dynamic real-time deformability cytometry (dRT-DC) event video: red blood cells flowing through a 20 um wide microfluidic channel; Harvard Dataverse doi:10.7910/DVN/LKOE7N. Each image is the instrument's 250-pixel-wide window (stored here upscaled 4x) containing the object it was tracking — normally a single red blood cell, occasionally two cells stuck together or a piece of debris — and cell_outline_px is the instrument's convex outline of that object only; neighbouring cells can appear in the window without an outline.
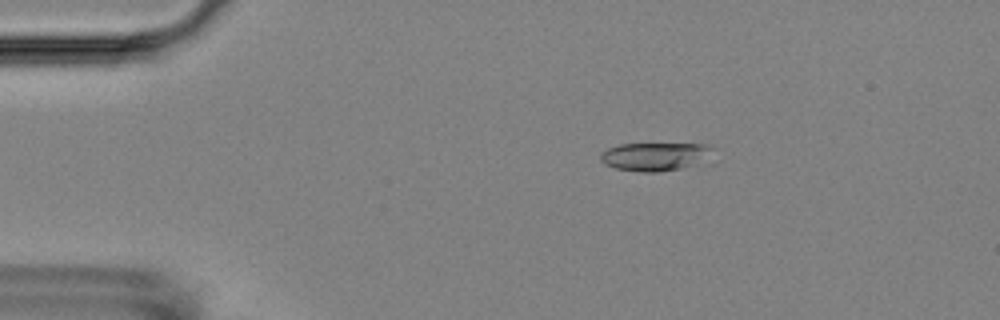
{"species": "Egyptian fruit bat (a non-hibernating species)", "species_latin": "Rousettus aegyptiacus", "temperature_condition": "room temperature", "stored_images_in_passage": 4, "camera_frame_rate_fps": 3000, "um_per_image_px": 0.085, "animal": {"sex": "female"}, "frame": {"image": 1, "passage_image": 1, "time_ms": 0.0, "image_size_px": [1000, 320], "cell_outline_px": [[716, 148], [708, 164], [660, 172], [640, 172], [616, 168], [604, 164], [600, 160], [600, 152], [608, 148], [620, 144], [708, 144]], "centroid_in_image_um": [55.82, 13.32], "position_along_channel_um": 29.2, "area_um2": 19.36}}
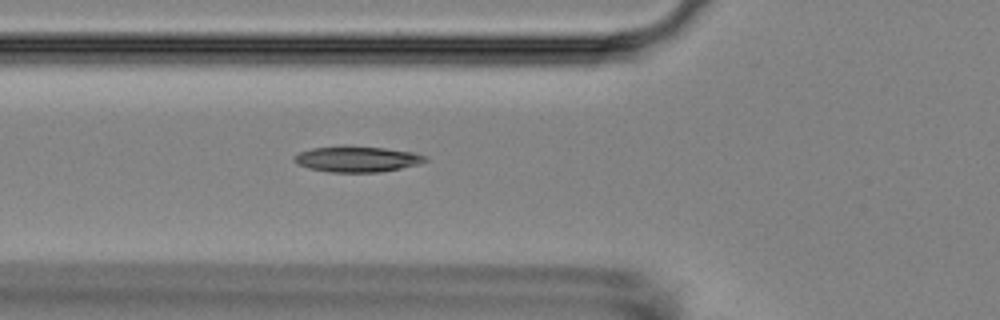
{"frame": {"image": 2, "passage_image": 4, "time_ms": 3.333, "image_size_px": [1000, 320], "cell_outline_px": [[428, 160], [420, 164], [380, 172], [328, 172], [308, 168], [292, 160], [292, 156], [300, 152], [312, 148], [348, 144], [384, 148], [412, 152], [428, 156]], "centroid_in_image_um": [30.34, 13.5], "position_along_channel_um": 95.5, "area_um2": 20.06}}